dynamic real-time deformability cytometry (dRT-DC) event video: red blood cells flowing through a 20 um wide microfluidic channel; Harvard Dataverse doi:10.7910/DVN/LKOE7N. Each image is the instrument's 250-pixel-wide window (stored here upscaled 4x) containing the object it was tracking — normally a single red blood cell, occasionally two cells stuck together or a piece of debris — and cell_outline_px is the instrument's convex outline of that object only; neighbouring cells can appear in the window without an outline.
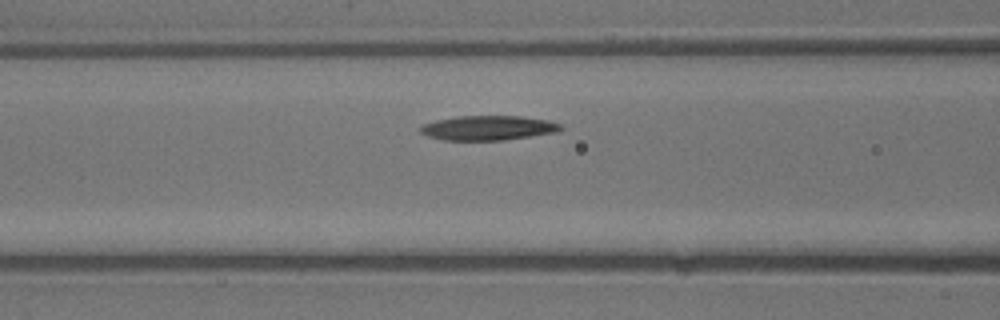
{"species": "common noctule bat (a hibernating species)", "species_latin": "Nyctalus noctula", "temperature_condition": "warm", "stored_images_in_passage": 21, "camera_frame_rate_fps": 3000, "um_per_image_px": 0.085, "animal": {"sex": "male", "body_mass_g": 13.3}, "frame": {"image": 1, "passage_image": 7, "time_ms": 2.0, "image_size_px": [1000, 320], "cell_outline_px": [[564, 128], [556, 132], [504, 140], [444, 140], [428, 136], [420, 132], [420, 124], [436, 120], [456, 116], [520, 116], [548, 120], [560, 124]], "centroid_in_image_um": [41.46, 10.87], "position_along_channel_um": 125.1, "area_um2": 20.11}}
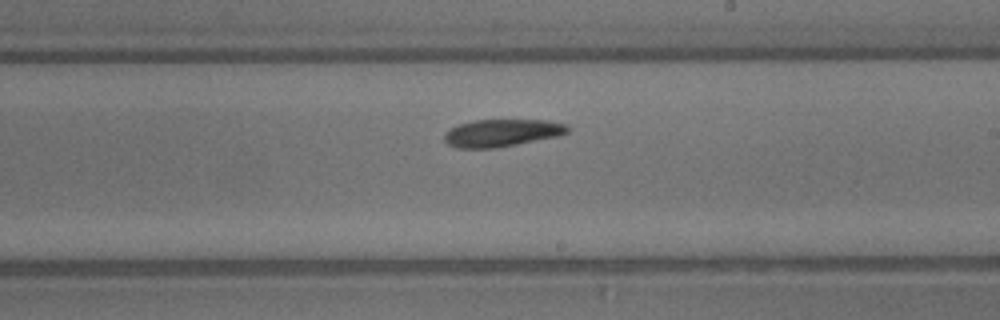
{"frame": {"image": 2, "passage_image": 13, "time_ms": 4.0, "image_size_px": [1000, 320], "cell_outline_px": [[568, 132], [560, 136], [496, 148], [456, 148], [448, 144], [444, 140], [444, 132], [460, 124], [472, 120], [544, 120], [568, 124]], "centroid_in_image_um": [42.66, 11.3], "position_along_channel_um": 246.3, "area_um2": 19.77}}
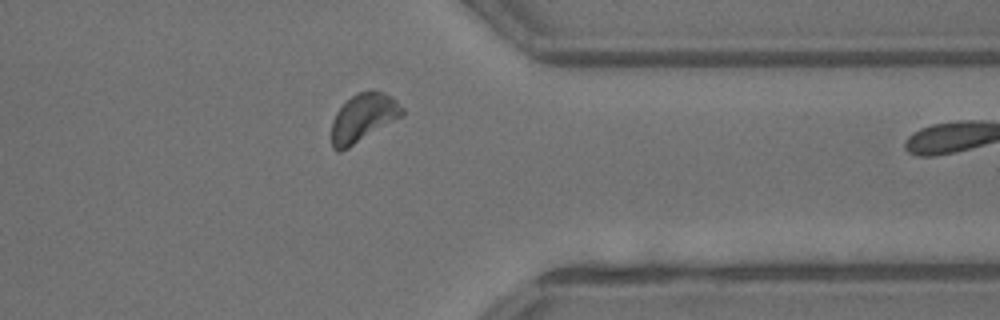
{"frame": {"image": 3, "passage_image": 20, "time_ms": 6.333, "image_size_px": [1000, 320], "cell_outline_px": [[404, 112], [400, 116], [348, 148], [340, 152], [336, 152], [332, 148], [332, 120], [336, 112], [356, 92], [372, 88], [396, 100], [404, 108]], "centroid_in_image_um": [30.83, 9.99], "position_along_channel_um": 380.6, "area_um2": 19.48}}